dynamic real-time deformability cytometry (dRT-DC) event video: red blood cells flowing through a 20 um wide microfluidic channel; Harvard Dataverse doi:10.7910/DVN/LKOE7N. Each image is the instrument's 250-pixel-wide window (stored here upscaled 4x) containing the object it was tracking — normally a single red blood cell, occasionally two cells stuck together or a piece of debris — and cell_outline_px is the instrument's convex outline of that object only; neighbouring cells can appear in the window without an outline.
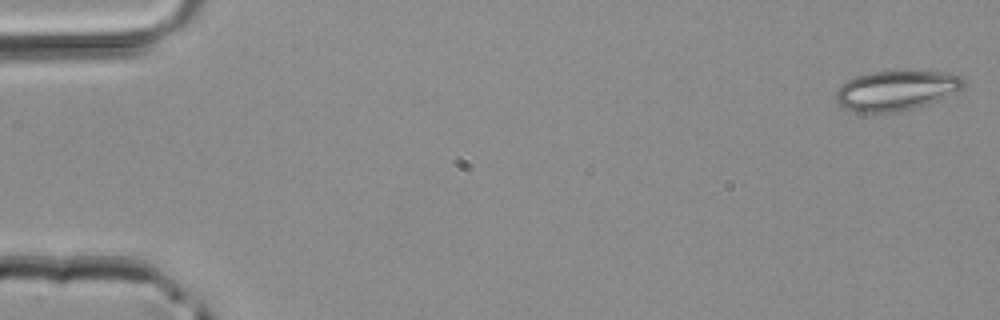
{"species": "common noctule bat (a hibernating species)", "species_latin": "Nyctalus noctula", "temperature_condition": "room temperature", "stored_images_in_passage": 4, "camera_frame_rate_fps": 3000, "um_per_image_px": 0.085, "animal": {"sex": "male", "body_mass_g": 20.4}, "frame": {"image": 1, "passage_image": 1, "time_ms": 0.0, "image_size_px": [1000, 320], "cell_outline_px": [[964, 88], [956, 92], [936, 100], [912, 108], [896, 112], [860, 112], [848, 108], [840, 104], [836, 100], [836, 88], [840, 84], [856, 76], [872, 72], [948, 72], [964, 76]], "centroid_in_image_um": [76.19, 7.67], "position_along_channel_um": 8.8, "area_um2": 29.19}}